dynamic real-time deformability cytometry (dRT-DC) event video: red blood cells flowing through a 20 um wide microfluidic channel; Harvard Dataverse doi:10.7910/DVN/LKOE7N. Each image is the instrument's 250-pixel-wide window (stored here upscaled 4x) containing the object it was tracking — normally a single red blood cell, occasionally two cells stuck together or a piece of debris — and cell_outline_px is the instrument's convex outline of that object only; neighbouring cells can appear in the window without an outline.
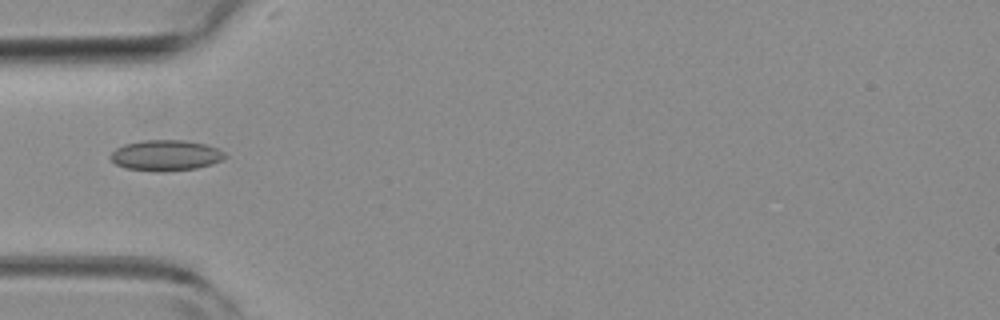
{"species": "common noctule bat (a hibernating species)", "species_latin": "Nyctalus noctula", "temperature_condition": "room temperature", "stored_images_in_passage": 6, "camera_frame_rate_fps": 3000, "um_per_image_px": 0.085, "animal": {"sex": "female", "body_mass_g": 19.3, "forearm_length_mm": 54.1}, "frame": {"image": 1, "passage_image": 5, "time_ms": 1.333, "image_size_px": [1000, 320], "cell_outline_px": [[228, 156], [224, 160], [212, 164], [196, 168], [164, 172], [156, 172], [124, 168], [116, 164], [108, 156], [116, 148], [124, 144], [144, 140], [184, 140], [208, 144], [224, 152]], "centroid_in_image_um": [14.1, 13.21], "position_along_channel_um": 70.9, "area_um2": 20.81}}
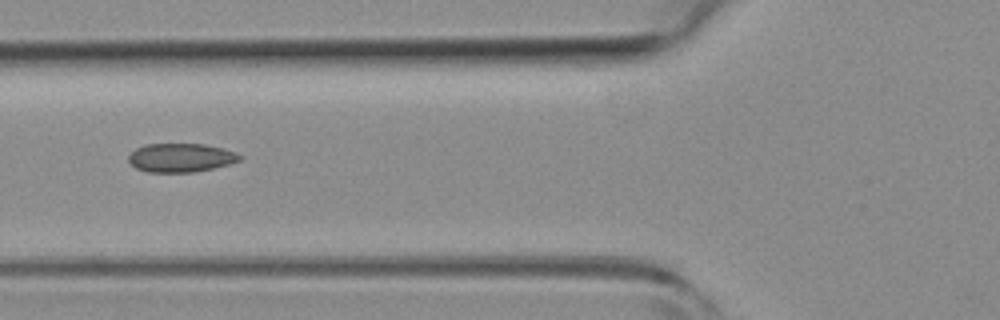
{"frame": {"image": 2, "passage_image": 6, "time_ms": 1.667, "image_size_px": [1000, 320], "cell_outline_px": [[244, 156], [240, 160], [228, 164], [196, 172], [148, 172], [136, 168], [128, 160], [128, 156], [136, 148], [144, 144], [204, 144], [224, 148], [236, 152]], "centroid_in_image_um": [15.39, 13.4], "position_along_channel_um": 110.4, "area_um2": 18.67}}